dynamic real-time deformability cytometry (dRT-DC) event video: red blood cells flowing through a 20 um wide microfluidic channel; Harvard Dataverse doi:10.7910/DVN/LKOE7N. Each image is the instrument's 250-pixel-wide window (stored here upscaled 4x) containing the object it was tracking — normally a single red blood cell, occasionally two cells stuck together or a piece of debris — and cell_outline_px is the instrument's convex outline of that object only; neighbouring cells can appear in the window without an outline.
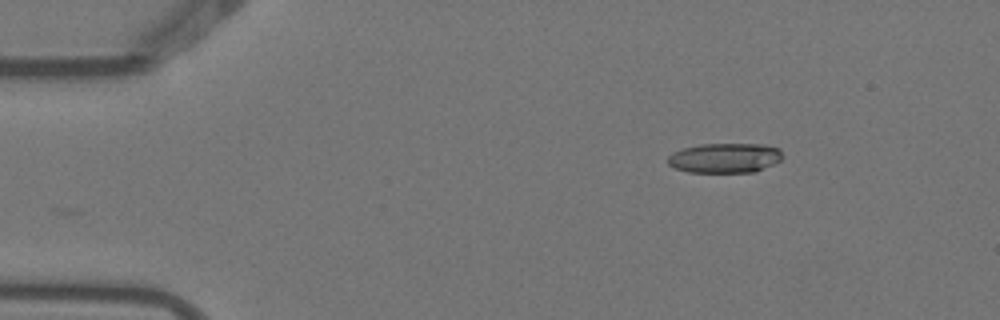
{"species": "Egyptian fruit bat (a non-hibernating species)", "species_latin": "Rousettus aegyptiacus", "temperature_condition": "warm", "stored_images_in_passage": 3, "camera_frame_rate_fps": 3000, "um_per_image_px": 0.085, "animal": {"sex": "female"}, "frame": {"image": 1, "passage_image": 1, "time_ms": 0.0, "image_size_px": [1000, 320], "cell_outline_px": [[784, 156], [780, 160], [756, 172], [688, 172], [676, 168], [668, 164], [668, 156], [672, 152], [684, 148], [700, 144], [764, 144], [780, 148]], "centroid_in_image_um": [61.63, 13.42], "position_along_channel_um": 23.4, "area_um2": 20.0}}